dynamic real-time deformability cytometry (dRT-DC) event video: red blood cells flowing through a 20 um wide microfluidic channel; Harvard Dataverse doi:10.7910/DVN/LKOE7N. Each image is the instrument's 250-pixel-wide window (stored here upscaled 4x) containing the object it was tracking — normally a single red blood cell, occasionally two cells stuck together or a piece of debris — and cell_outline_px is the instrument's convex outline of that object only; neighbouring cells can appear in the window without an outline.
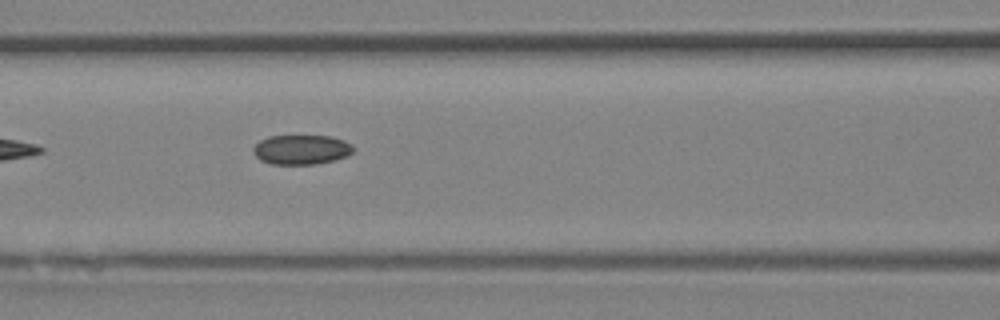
{"species": "Egyptian fruit bat (a non-hibernating species)", "species_latin": "Rousettus aegyptiacus", "temperature_condition": "room temperature", "stored_images_in_passage": 4, "camera_frame_rate_fps": 3000, "um_per_image_px": 0.085, "animal": {"sex": "female"}, "frame": {"image": 1, "passage_image": 4, "time_ms": 1.0, "image_size_px": [1000, 320], "cell_outline_px": [[352, 152], [348, 156], [336, 160], [316, 164], [272, 164], [260, 160], [252, 152], [252, 148], [260, 140], [268, 136], [332, 136], [344, 140], [352, 144]], "centroid_in_image_um": [25.61, 12.72], "position_along_channel_um": 141.0, "area_um2": 17.4}}